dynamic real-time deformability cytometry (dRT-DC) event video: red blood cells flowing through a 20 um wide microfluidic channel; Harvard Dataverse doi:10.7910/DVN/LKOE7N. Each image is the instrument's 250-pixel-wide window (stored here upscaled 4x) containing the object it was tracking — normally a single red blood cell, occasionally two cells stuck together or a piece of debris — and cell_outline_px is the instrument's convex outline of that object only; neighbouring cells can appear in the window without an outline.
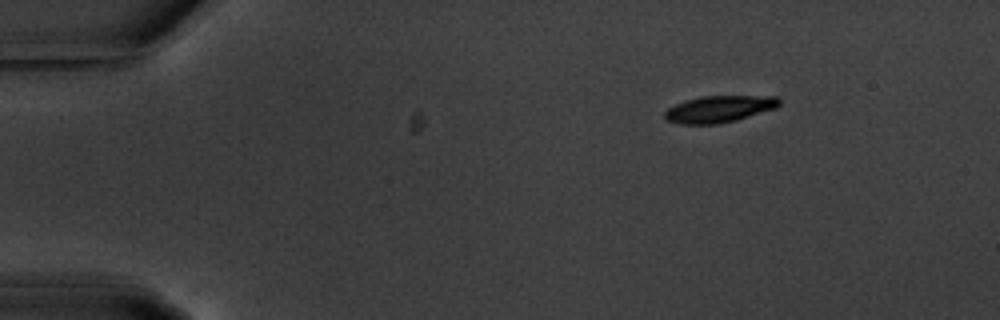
{"species": "common noctule bat (a hibernating species)", "species_latin": "Nyctalus noctula", "temperature_condition": "warm", "stored_images_in_passage": 6, "camera_frame_rate_fps": 3000, "um_per_image_px": 0.085, "animal": {"sex": "male", "body_mass_g": 20.1, "forearm_length_mm": 53.5}, "frame": {"image": 1, "passage_image": 1, "time_ms": 0.0, "image_size_px": [1000, 320], "cell_outline_px": [[780, 104], [776, 108], [736, 120], [716, 124], [680, 124], [668, 120], [664, 116], [664, 112], [668, 108], [676, 104], [700, 96], [776, 96], [780, 100]], "centroid_in_image_um": [61.14, 9.26], "position_along_channel_um": 23.9, "area_um2": 17.69}}
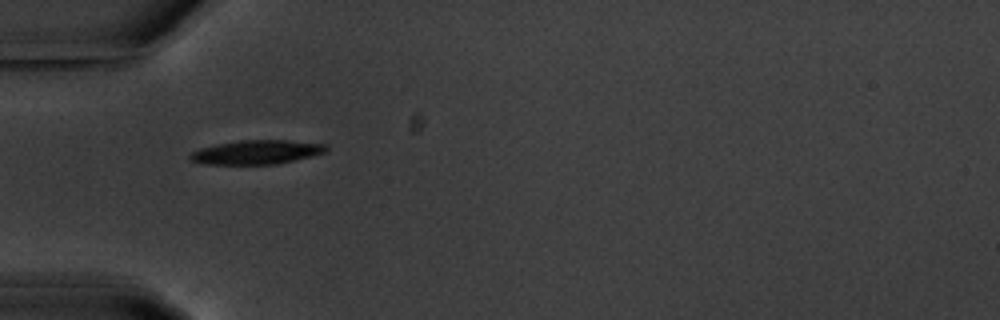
{"frame": {"image": 2, "passage_image": 4, "time_ms": 3.333, "image_size_px": [1000, 320], "cell_outline_px": [[328, 152], [312, 156], [276, 164], [204, 164], [192, 160], [188, 156], [192, 152], [200, 148], [216, 144], [240, 140], [288, 140], [324, 144], [328, 148]], "centroid_in_image_um": [21.83, 12.93], "position_along_channel_um": 63.2, "area_um2": 19.02}}
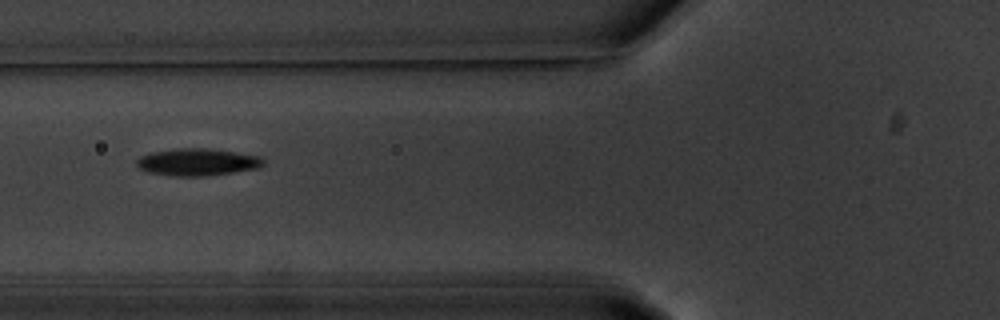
{"frame": {"image": 3, "passage_image": 5, "time_ms": 4.667, "image_size_px": [1000, 320], "cell_outline_px": [[264, 164], [260, 168], [232, 172], [200, 176], [172, 176], [148, 172], [140, 168], [136, 164], [136, 160], [140, 156], [148, 152], [172, 148], [204, 148], [260, 156], [264, 160]], "centroid_in_image_um": [16.73, 13.77], "position_along_channel_um": 109.1, "area_um2": 20.06}}